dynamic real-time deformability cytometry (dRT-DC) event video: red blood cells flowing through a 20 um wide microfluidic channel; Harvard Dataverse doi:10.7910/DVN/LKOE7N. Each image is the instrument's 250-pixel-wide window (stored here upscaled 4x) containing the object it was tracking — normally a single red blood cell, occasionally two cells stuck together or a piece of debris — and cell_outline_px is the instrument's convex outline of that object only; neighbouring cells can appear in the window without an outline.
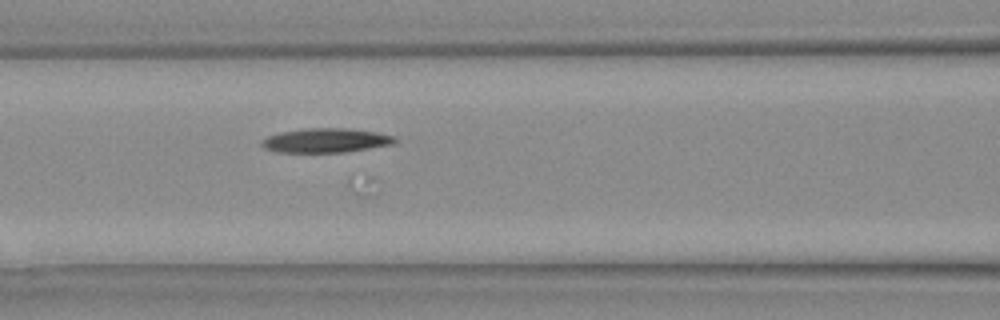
{"species": "Egyptian fruit bat (a non-hibernating species)", "species_latin": "Rousettus aegyptiacus", "temperature_condition": "warm", "stored_images_in_passage": 22, "camera_frame_rate_fps": 3000, "um_per_image_px": 0.085, "animal": {"sex": "female"}, "frame": {"image": 1, "passage_image": 8, "time_ms": 2.333, "image_size_px": [1000, 320], "cell_outline_px": [[396, 140], [392, 144], [344, 152], [280, 152], [264, 148], [260, 144], [260, 140], [268, 136], [280, 132], [308, 128], [348, 128], [376, 132], [396, 136]], "centroid_in_image_um": [27.67, 11.93], "position_along_channel_um": 138.9, "area_um2": 18.73}}